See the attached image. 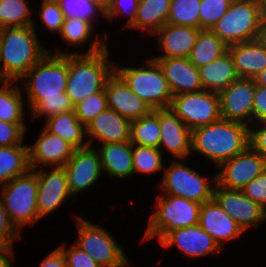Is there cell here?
<instances>
[{
    "label": "cell",
    "mask_w": 266,
    "mask_h": 267,
    "mask_svg": "<svg viewBox=\"0 0 266 267\" xmlns=\"http://www.w3.org/2000/svg\"><path fill=\"white\" fill-rule=\"evenodd\" d=\"M92 40L88 52L68 53V76L66 90L68 97L75 106L92 94L101 92L107 79L115 71L110 63L107 34L103 38Z\"/></svg>",
    "instance_id": "cell-1"
},
{
    "label": "cell",
    "mask_w": 266,
    "mask_h": 267,
    "mask_svg": "<svg viewBox=\"0 0 266 267\" xmlns=\"http://www.w3.org/2000/svg\"><path fill=\"white\" fill-rule=\"evenodd\" d=\"M34 26L0 28V81H19L48 52Z\"/></svg>",
    "instance_id": "cell-2"
},
{
    "label": "cell",
    "mask_w": 266,
    "mask_h": 267,
    "mask_svg": "<svg viewBox=\"0 0 266 267\" xmlns=\"http://www.w3.org/2000/svg\"><path fill=\"white\" fill-rule=\"evenodd\" d=\"M249 126L220 119L191 130V152L205 155L219 166L249 147Z\"/></svg>",
    "instance_id": "cell-3"
},
{
    "label": "cell",
    "mask_w": 266,
    "mask_h": 267,
    "mask_svg": "<svg viewBox=\"0 0 266 267\" xmlns=\"http://www.w3.org/2000/svg\"><path fill=\"white\" fill-rule=\"evenodd\" d=\"M68 53L48 52L23 77L29 110L43 98H69L66 90Z\"/></svg>",
    "instance_id": "cell-4"
},
{
    "label": "cell",
    "mask_w": 266,
    "mask_h": 267,
    "mask_svg": "<svg viewBox=\"0 0 266 267\" xmlns=\"http://www.w3.org/2000/svg\"><path fill=\"white\" fill-rule=\"evenodd\" d=\"M211 31L227 46L262 36L259 0H233Z\"/></svg>",
    "instance_id": "cell-5"
},
{
    "label": "cell",
    "mask_w": 266,
    "mask_h": 267,
    "mask_svg": "<svg viewBox=\"0 0 266 267\" xmlns=\"http://www.w3.org/2000/svg\"><path fill=\"white\" fill-rule=\"evenodd\" d=\"M156 211L151 215L143 242L158 237L160 241L169 231L199 224L201 204L183 197L159 195Z\"/></svg>",
    "instance_id": "cell-6"
},
{
    "label": "cell",
    "mask_w": 266,
    "mask_h": 267,
    "mask_svg": "<svg viewBox=\"0 0 266 267\" xmlns=\"http://www.w3.org/2000/svg\"><path fill=\"white\" fill-rule=\"evenodd\" d=\"M37 174H26L1 185L0 198L11 223L21 232L25 224H35L41 218L37 209Z\"/></svg>",
    "instance_id": "cell-7"
},
{
    "label": "cell",
    "mask_w": 266,
    "mask_h": 267,
    "mask_svg": "<svg viewBox=\"0 0 266 267\" xmlns=\"http://www.w3.org/2000/svg\"><path fill=\"white\" fill-rule=\"evenodd\" d=\"M115 72L140 99L154 109L169 108L173 95L159 64L152 58L139 68L119 67Z\"/></svg>",
    "instance_id": "cell-8"
},
{
    "label": "cell",
    "mask_w": 266,
    "mask_h": 267,
    "mask_svg": "<svg viewBox=\"0 0 266 267\" xmlns=\"http://www.w3.org/2000/svg\"><path fill=\"white\" fill-rule=\"evenodd\" d=\"M78 237L75 244L89 254L101 267H129L123 249L116 243L106 229L75 217Z\"/></svg>",
    "instance_id": "cell-9"
},
{
    "label": "cell",
    "mask_w": 266,
    "mask_h": 267,
    "mask_svg": "<svg viewBox=\"0 0 266 267\" xmlns=\"http://www.w3.org/2000/svg\"><path fill=\"white\" fill-rule=\"evenodd\" d=\"M216 182V176L212 179L202 177L178 159L165 170L158 187L165 191L164 195L179 196L202 204L213 199Z\"/></svg>",
    "instance_id": "cell-10"
},
{
    "label": "cell",
    "mask_w": 266,
    "mask_h": 267,
    "mask_svg": "<svg viewBox=\"0 0 266 267\" xmlns=\"http://www.w3.org/2000/svg\"><path fill=\"white\" fill-rule=\"evenodd\" d=\"M169 108L190 130L221 119L219 93L207 90L173 96Z\"/></svg>",
    "instance_id": "cell-11"
},
{
    "label": "cell",
    "mask_w": 266,
    "mask_h": 267,
    "mask_svg": "<svg viewBox=\"0 0 266 267\" xmlns=\"http://www.w3.org/2000/svg\"><path fill=\"white\" fill-rule=\"evenodd\" d=\"M216 174V183L226 189L242 190L256 176L266 169V161L250 146L221 163Z\"/></svg>",
    "instance_id": "cell-12"
},
{
    "label": "cell",
    "mask_w": 266,
    "mask_h": 267,
    "mask_svg": "<svg viewBox=\"0 0 266 267\" xmlns=\"http://www.w3.org/2000/svg\"><path fill=\"white\" fill-rule=\"evenodd\" d=\"M213 199L244 232L252 225L258 228L265 221L266 210L245 196L242 190L226 189L216 183Z\"/></svg>",
    "instance_id": "cell-13"
},
{
    "label": "cell",
    "mask_w": 266,
    "mask_h": 267,
    "mask_svg": "<svg viewBox=\"0 0 266 267\" xmlns=\"http://www.w3.org/2000/svg\"><path fill=\"white\" fill-rule=\"evenodd\" d=\"M255 90L254 79L249 78H238L222 90L219 93L221 118L249 126Z\"/></svg>",
    "instance_id": "cell-14"
},
{
    "label": "cell",
    "mask_w": 266,
    "mask_h": 267,
    "mask_svg": "<svg viewBox=\"0 0 266 267\" xmlns=\"http://www.w3.org/2000/svg\"><path fill=\"white\" fill-rule=\"evenodd\" d=\"M72 196L88 189L101 177L103 170L96 149L92 146L74 149L72 157L63 166Z\"/></svg>",
    "instance_id": "cell-15"
},
{
    "label": "cell",
    "mask_w": 266,
    "mask_h": 267,
    "mask_svg": "<svg viewBox=\"0 0 266 267\" xmlns=\"http://www.w3.org/2000/svg\"><path fill=\"white\" fill-rule=\"evenodd\" d=\"M159 243L165 248L176 246L189 258L213 255L222 250L199 224L169 231Z\"/></svg>",
    "instance_id": "cell-16"
},
{
    "label": "cell",
    "mask_w": 266,
    "mask_h": 267,
    "mask_svg": "<svg viewBox=\"0 0 266 267\" xmlns=\"http://www.w3.org/2000/svg\"><path fill=\"white\" fill-rule=\"evenodd\" d=\"M37 174V209L40 218L51 213L72 194L69 191L67 176L63 167L54 166L51 172L33 170Z\"/></svg>",
    "instance_id": "cell-17"
},
{
    "label": "cell",
    "mask_w": 266,
    "mask_h": 267,
    "mask_svg": "<svg viewBox=\"0 0 266 267\" xmlns=\"http://www.w3.org/2000/svg\"><path fill=\"white\" fill-rule=\"evenodd\" d=\"M108 108L132 121L150 114L153 109L140 99L114 71L105 84Z\"/></svg>",
    "instance_id": "cell-18"
},
{
    "label": "cell",
    "mask_w": 266,
    "mask_h": 267,
    "mask_svg": "<svg viewBox=\"0 0 266 267\" xmlns=\"http://www.w3.org/2000/svg\"><path fill=\"white\" fill-rule=\"evenodd\" d=\"M159 126L162 152L166 148L176 159H185L191 154V130L170 108L159 109Z\"/></svg>",
    "instance_id": "cell-19"
},
{
    "label": "cell",
    "mask_w": 266,
    "mask_h": 267,
    "mask_svg": "<svg viewBox=\"0 0 266 267\" xmlns=\"http://www.w3.org/2000/svg\"><path fill=\"white\" fill-rule=\"evenodd\" d=\"M40 134L35 144L28 146L30 169H39L40 164L63 167L72 157L75 148L45 128Z\"/></svg>",
    "instance_id": "cell-20"
},
{
    "label": "cell",
    "mask_w": 266,
    "mask_h": 267,
    "mask_svg": "<svg viewBox=\"0 0 266 267\" xmlns=\"http://www.w3.org/2000/svg\"><path fill=\"white\" fill-rule=\"evenodd\" d=\"M162 69L173 96L203 90L199 71L189 58H152Z\"/></svg>",
    "instance_id": "cell-21"
},
{
    "label": "cell",
    "mask_w": 266,
    "mask_h": 267,
    "mask_svg": "<svg viewBox=\"0 0 266 267\" xmlns=\"http://www.w3.org/2000/svg\"><path fill=\"white\" fill-rule=\"evenodd\" d=\"M130 122L113 109L107 108L86 125L89 146H92L93 139H98L100 144L130 141Z\"/></svg>",
    "instance_id": "cell-22"
},
{
    "label": "cell",
    "mask_w": 266,
    "mask_h": 267,
    "mask_svg": "<svg viewBox=\"0 0 266 267\" xmlns=\"http://www.w3.org/2000/svg\"><path fill=\"white\" fill-rule=\"evenodd\" d=\"M199 225L221 248L224 241L235 239L244 232L214 199L201 204Z\"/></svg>",
    "instance_id": "cell-23"
},
{
    "label": "cell",
    "mask_w": 266,
    "mask_h": 267,
    "mask_svg": "<svg viewBox=\"0 0 266 267\" xmlns=\"http://www.w3.org/2000/svg\"><path fill=\"white\" fill-rule=\"evenodd\" d=\"M201 29L166 23L155 34L163 55L153 58H188Z\"/></svg>",
    "instance_id": "cell-24"
},
{
    "label": "cell",
    "mask_w": 266,
    "mask_h": 267,
    "mask_svg": "<svg viewBox=\"0 0 266 267\" xmlns=\"http://www.w3.org/2000/svg\"><path fill=\"white\" fill-rule=\"evenodd\" d=\"M228 51L239 78L253 79L266 67V43L261 37L229 45Z\"/></svg>",
    "instance_id": "cell-25"
},
{
    "label": "cell",
    "mask_w": 266,
    "mask_h": 267,
    "mask_svg": "<svg viewBox=\"0 0 266 267\" xmlns=\"http://www.w3.org/2000/svg\"><path fill=\"white\" fill-rule=\"evenodd\" d=\"M102 170L110 177L123 179L134 173L132 163V143L113 142L97 148Z\"/></svg>",
    "instance_id": "cell-26"
},
{
    "label": "cell",
    "mask_w": 266,
    "mask_h": 267,
    "mask_svg": "<svg viewBox=\"0 0 266 267\" xmlns=\"http://www.w3.org/2000/svg\"><path fill=\"white\" fill-rule=\"evenodd\" d=\"M198 71L203 90L216 93H220L239 78L233 57L228 50Z\"/></svg>",
    "instance_id": "cell-27"
},
{
    "label": "cell",
    "mask_w": 266,
    "mask_h": 267,
    "mask_svg": "<svg viewBox=\"0 0 266 267\" xmlns=\"http://www.w3.org/2000/svg\"><path fill=\"white\" fill-rule=\"evenodd\" d=\"M43 127L49 133L70 143L75 149L89 146L87 141L83 142L86 136V126L78 120L74 110L47 118Z\"/></svg>",
    "instance_id": "cell-28"
},
{
    "label": "cell",
    "mask_w": 266,
    "mask_h": 267,
    "mask_svg": "<svg viewBox=\"0 0 266 267\" xmlns=\"http://www.w3.org/2000/svg\"><path fill=\"white\" fill-rule=\"evenodd\" d=\"M171 0H140L135 23L131 29L155 33L167 23Z\"/></svg>",
    "instance_id": "cell-29"
},
{
    "label": "cell",
    "mask_w": 266,
    "mask_h": 267,
    "mask_svg": "<svg viewBox=\"0 0 266 267\" xmlns=\"http://www.w3.org/2000/svg\"><path fill=\"white\" fill-rule=\"evenodd\" d=\"M30 170L28 146H0V185Z\"/></svg>",
    "instance_id": "cell-30"
},
{
    "label": "cell",
    "mask_w": 266,
    "mask_h": 267,
    "mask_svg": "<svg viewBox=\"0 0 266 267\" xmlns=\"http://www.w3.org/2000/svg\"><path fill=\"white\" fill-rule=\"evenodd\" d=\"M228 50V46L211 30L201 29L189 55L190 62L201 68L214 61Z\"/></svg>",
    "instance_id": "cell-31"
},
{
    "label": "cell",
    "mask_w": 266,
    "mask_h": 267,
    "mask_svg": "<svg viewBox=\"0 0 266 267\" xmlns=\"http://www.w3.org/2000/svg\"><path fill=\"white\" fill-rule=\"evenodd\" d=\"M17 81L3 80L0 88V120L10 123H25L24 95L20 87L15 85Z\"/></svg>",
    "instance_id": "cell-32"
},
{
    "label": "cell",
    "mask_w": 266,
    "mask_h": 267,
    "mask_svg": "<svg viewBox=\"0 0 266 267\" xmlns=\"http://www.w3.org/2000/svg\"><path fill=\"white\" fill-rule=\"evenodd\" d=\"M130 142L139 146L159 149V109L130 122Z\"/></svg>",
    "instance_id": "cell-33"
},
{
    "label": "cell",
    "mask_w": 266,
    "mask_h": 267,
    "mask_svg": "<svg viewBox=\"0 0 266 267\" xmlns=\"http://www.w3.org/2000/svg\"><path fill=\"white\" fill-rule=\"evenodd\" d=\"M27 0L0 1V28L35 26Z\"/></svg>",
    "instance_id": "cell-34"
},
{
    "label": "cell",
    "mask_w": 266,
    "mask_h": 267,
    "mask_svg": "<svg viewBox=\"0 0 266 267\" xmlns=\"http://www.w3.org/2000/svg\"><path fill=\"white\" fill-rule=\"evenodd\" d=\"M201 0H171L167 23L200 29Z\"/></svg>",
    "instance_id": "cell-35"
},
{
    "label": "cell",
    "mask_w": 266,
    "mask_h": 267,
    "mask_svg": "<svg viewBox=\"0 0 266 267\" xmlns=\"http://www.w3.org/2000/svg\"><path fill=\"white\" fill-rule=\"evenodd\" d=\"M134 173L153 174L163 169L162 151L158 148L132 144Z\"/></svg>",
    "instance_id": "cell-36"
},
{
    "label": "cell",
    "mask_w": 266,
    "mask_h": 267,
    "mask_svg": "<svg viewBox=\"0 0 266 267\" xmlns=\"http://www.w3.org/2000/svg\"><path fill=\"white\" fill-rule=\"evenodd\" d=\"M93 25L81 18H65L60 34L61 38L71 46L85 44L91 37Z\"/></svg>",
    "instance_id": "cell-37"
},
{
    "label": "cell",
    "mask_w": 266,
    "mask_h": 267,
    "mask_svg": "<svg viewBox=\"0 0 266 267\" xmlns=\"http://www.w3.org/2000/svg\"><path fill=\"white\" fill-rule=\"evenodd\" d=\"M60 5L65 18H81L89 21L92 25L98 12L105 16V9L91 0H63Z\"/></svg>",
    "instance_id": "cell-38"
},
{
    "label": "cell",
    "mask_w": 266,
    "mask_h": 267,
    "mask_svg": "<svg viewBox=\"0 0 266 267\" xmlns=\"http://www.w3.org/2000/svg\"><path fill=\"white\" fill-rule=\"evenodd\" d=\"M108 108L105 89L101 92L90 95L74 106L78 120L85 126L99 113Z\"/></svg>",
    "instance_id": "cell-39"
},
{
    "label": "cell",
    "mask_w": 266,
    "mask_h": 267,
    "mask_svg": "<svg viewBox=\"0 0 266 267\" xmlns=\"http://www.w3.org/2000/svg\"><path fill=\"white\" fill-rule=\"evenodd\" d=\"M233 0H201L200 29L211 30L225 15Z\"/></svg>",
    "instance_id": "cell-40"
},
{
    "label": "cell",
    "mask_w": 266,
    "mask_h": 267,
    "mask_svg": "<svg viewBox=\"0 0 266 267\" xmlns=\"http://www.w3.org/2000/svg\"><path fill=\"white\" fill-rule=\"evenodd\" d=\"M74 110L70 98H43L32 109V118L42 115L50 118L60 113H67Z\"/></svg>",
    "instance_id": "cell-41"
},
{
    "label": "cell",
    "mask_w": 266,
    "mask_h": 267,
    "mask_svg": "<svg viewBox=\"0 0 266 267\" xmlns=\"http://www.w3.org/2000/svg\"><path fill=\"white\" fill-rule=\"evenodd\" d=\"M139 2L140 0H111L110 5L105 10L104 17L112 20L113 17H118L119 14L126 13L129 19L125 23V28L129 29L135 23Z\"/></svg>",
    "instance_id": "cell-42"
},
{
    "label": "cell",
    "mask_w": 266,
    "mask_h": 267,
    "mask_svg": "<svg viewBox=\"0 0 266 267\" xmlns=\"http://www.w3.org/2000/svg\"><path fill=\"white\" fill-rule=\"evenodd\" d=\"M40 19L49 31L60 33L65 15L60 4L42 2L40 9Z\"/></svg>",
    "instance_id": "cell-43"
},
{
    "label": "cell",
    "mask_w": 266,
    "mask_h": 267,
    "mask_svg": "<svg viewBox=\"0 0 266 267\" xmlns=\"http://www.w3.org/2000/svg\"><path fill=\"white\" fill-rule=\"evenodd\" d=\"M25 131L24 123H10L0 120V146L22 145Z\"/></svg>",
    "instance_id": "cell-44"
},
{
    "label": "cell",
    "mask_w": 266,
    "mask_h": 267,
    "mask_svg": "<svg viewBox=\"0 0 266 267\" xmlns=\"http://www.w3.org/2000/svg\"><path fill=\"white\" fill-rule=\"evenodd\" d=\"M59 248L64 254L68 267H101L89 254L75 243L70 249H66L64 244Z\"/></svg>",
    "instance_id": "cell-45"
},
{
    "label": "cell",
    "mask_w": 266,
    "mask_h": 267,
    "mask_svg": "<svg viewBox=\"0 0 266 267\" xmlns=\"http://www.w3.org/2000/svg\"><path fill=\"white\" fill-rule=\"evenodd\" d=\"M245 196L266 209V169L242 189Z\"/></svg>",
    "instance_id": "cell-46"
},
{
    "label": "cell",
    "mask_w": 266,
    "mask_h": 267,
    "mask_svg": "<svg viewBox=\"0 0 266 267\" xmlns=\"http://www.w3.org/2000/svg\"><path fill=\"white\" fill-rule=\"evenodd\" d=\"M20 238V232L11 223L0 198V245L13 246L14 241Z\"/></svg>",
    "instance_id": "cell-47"
},
{
    "label": "cell",
    "mask_w": 266,
    "mask_h": 267,
    "mask_svg": "<svg viewBox=\"0 0 266 267\" xmlns=\"http://www.w3.org/2000/svg\"><path fill=\"white\" fill-rule=\"evenodd\" d=\"M260 127L249 126V146L266 161V121L257 122ZM262 125V127H261Z\"/></svg>",
    "instance_id": "cell-48"
},
{
    "label": "cell",
    "mask_w": 266,
    "mask_h": 267,
    "mask_svg": "<svg viewBox=\"0 0 266 267\" xmlns=\"http://www.w3.org/2000/svg\"><path fill=\"white\" fill-rule=\"evenodd\" d=\"M266 121V87L256 86L252 106V122Z\"/></svg>",
    "instance_id": "cell-49"
},
{
    "label": "cell",
    "mask_w": 266,
    "mask_h": 267,
    "mask_svg": "<svg viewBox=\"0 0 266 267\" xmlns=\"http://www.w3.org/2000/svg\"><path fill=\"white\" fill-rule=\"evenodd\" d=\"M66 260L62 250L58 247L48 254L38 267H65Z\"/></svg>",
    "instance_id": "cell-50"
},
{
    "label": "cell",
    "mask_w": 266,
    "mask_h": 267,
    "mask_svg": "<svg viewBox=\"0 0 266 267\" xmlns=\"http://www.w3.org/2000/svg\"><path fill=\"white\" fill-rule=\"evenodd\" d=\"M13 247L0 245V267H12Z\"/></svg>",
    "instance_id": "cell-51"
},
{
    "label": "cell",
    "mask_w": 266,
    "mask_h": 267,
    "mask_svg": "<svg viewBox=\"0 0 266 267\" xmlns=\"http://www.w3.org/2000/svg\"><path fill=\"white\" fill-rule=\"evenodd\" d=\"M253 79L256 86L266 87V67Z\"/></svg>",
    "instance_id": "cell-52"
},
{
    "label": "cell",
    "mask_w": 266,
    "mask_h": 267,
    "mask_svg": "<svg viewBox=\"0 0 266 267\" xmlns=\"http://www.w3.org/2000/svg\"><path fill=\"white\" fill-rule=\"evenodd\" d=\"M260 3V14H261V25L266 27V0H259Z\"/></svg>",
    "instance_id": "cell-53"
},
{
    "label": "cell",
    "mask_w": 266,
    "mask_h": 267,
    "mask_svg": "<svg viewBox=\"0 0 266 267\" xmlns=\"http://www.w3.org/2000/svg\"><path fill=\"white\" fill-rule=\"evenodd\" d=\"M91 1L98 3L105 10L111 3V0H91Z\"/></svg>",
    "instance_id": "cell-54"
},
{
    "label": "cell",
    "mask_w": 266,
    "mask_h": 267,
    "mask_svg": "<svg viewBox=\"0 0 266 267\" xmlns=\"http://www.w3.org/2000/svg\"><path fill=\"white\" fill-rule=\"evenodd\" d=\"M63 0H42L45 3L61 4Z\"/></svg>",
    "instance_id": "cell-55"
},
{
    "label": "cell",
    "mask_w": 266,
    "mask_h": 267,
    "mask_svg": "<svg viewBox=\"0 0 266 267\" xmlns=\"http://www.w3.org/2000/svg\"><path fill=\"white\" fill-rule=\"evenodd\" d=\"M263 28V32H262V36L261 38L264 40V42L266 43V27H262Z\"/></svg>",
    "instance_id": "cell-56"
}]
</instances>
